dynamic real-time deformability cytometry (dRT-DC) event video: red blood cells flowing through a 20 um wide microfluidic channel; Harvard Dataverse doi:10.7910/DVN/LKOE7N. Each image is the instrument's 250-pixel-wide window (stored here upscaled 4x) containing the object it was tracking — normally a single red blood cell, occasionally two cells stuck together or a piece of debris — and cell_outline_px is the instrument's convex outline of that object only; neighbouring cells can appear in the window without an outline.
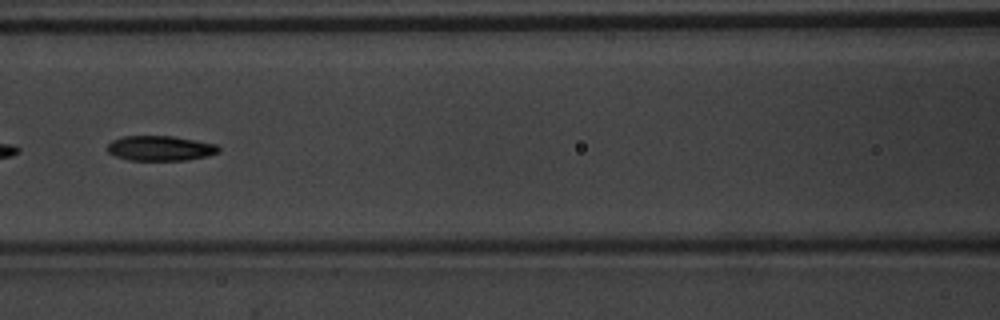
{"species": "common noctule bat (a hibernating species)", "species_latin": "Nyctalus noctula", "temperature_condition": "warm", "stored_images_in_passage": 7, "segment_of_instrument_passage": [2, 2], "camera_frame_rate_fps": 3000, "um_per_image_px": 0.085, "animal": {"sex": "male", "body_mass_g": 20.1, "forearm_length_mm": 53.5}, "frame": {"image": 1, "passage_image": 6, "time_ms": 1.667, "image_size_px": [1000, 320], "cell_outline_px": [[220, 152], [208, 156], [188, 160], [128, 160], [116, 156], [108, 152], [108, 144], [112, 140], [124, 136], [172, 136], [216, 144], [220, 148]], "centroid_in_image_um": [13.64, 12.6], "position_along_channel_um": 153.0, "area_um2": 16.18}}
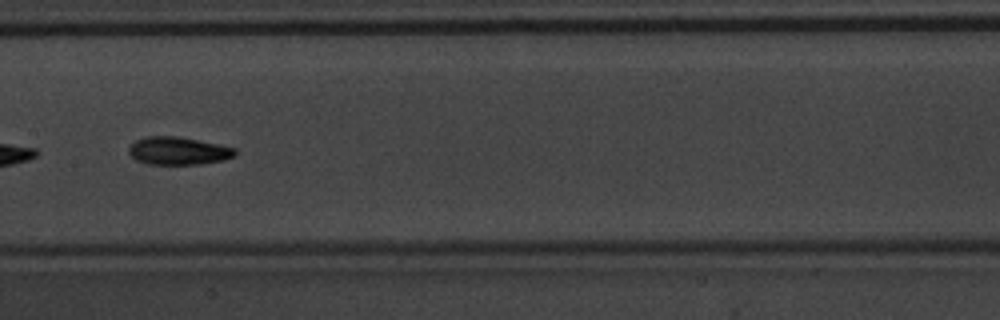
{"frame": {"image": 2, "passage_image": 7, "time_ms": 2.0, "image_size_px": [1000, 320], "cell_outline_px": [[236, 156], [224, 160], [200, 164], [148, 164], [136, 160], [128, 152], [128, 148], [136, 140], [144, 136], [180, 136], [236, 148]], "centroid_in_image_um": [15.16, 12.82], "position_along_channel_um": 192.2, "area_um2": 17.34}}